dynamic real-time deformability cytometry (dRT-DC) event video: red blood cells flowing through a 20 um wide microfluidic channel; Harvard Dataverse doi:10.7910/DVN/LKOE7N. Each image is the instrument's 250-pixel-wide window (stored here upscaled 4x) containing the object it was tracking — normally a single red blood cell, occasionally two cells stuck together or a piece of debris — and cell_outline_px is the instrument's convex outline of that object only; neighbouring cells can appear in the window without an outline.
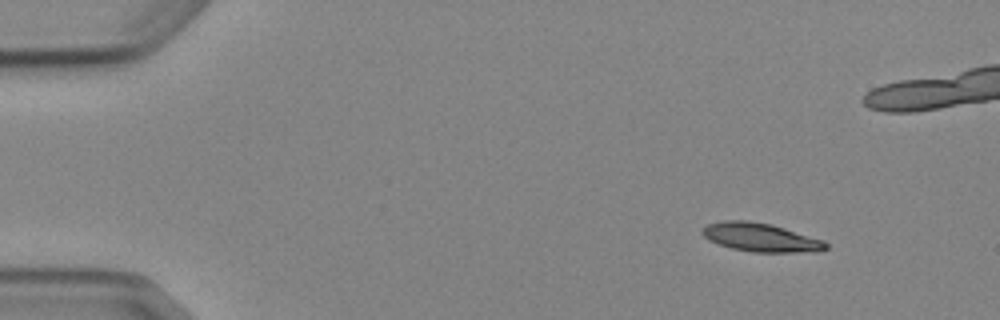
{"species": "Egyptian fruit bat (a non-hibernating species)", "species_latin": "Rousettus aegyptiacus", "temperature_condition": "cold", "stored_images_in_passage": 5, "camera_frame_rate_fps": 3000, "um_per_image_px": 0.085, "animal": {"sex": "female"}, "frame": {"image": 1, "passage_image": 1, "time_ms": 0.0, "image_size_px": [1000, 320], "cell_outline_px": [[828, 248], [796, 252], [752, 252], [732, 248], [720, 244], [704, 236], [700, 232], [700, 228], [708, 224], [724, 220], [748, 220], [772, 224], [824, 240], [828, 244]], "centroid_in_image_um": [64.62, 20.15], "position_along_channel_um": 20.4, "area_um2": 20.35}}